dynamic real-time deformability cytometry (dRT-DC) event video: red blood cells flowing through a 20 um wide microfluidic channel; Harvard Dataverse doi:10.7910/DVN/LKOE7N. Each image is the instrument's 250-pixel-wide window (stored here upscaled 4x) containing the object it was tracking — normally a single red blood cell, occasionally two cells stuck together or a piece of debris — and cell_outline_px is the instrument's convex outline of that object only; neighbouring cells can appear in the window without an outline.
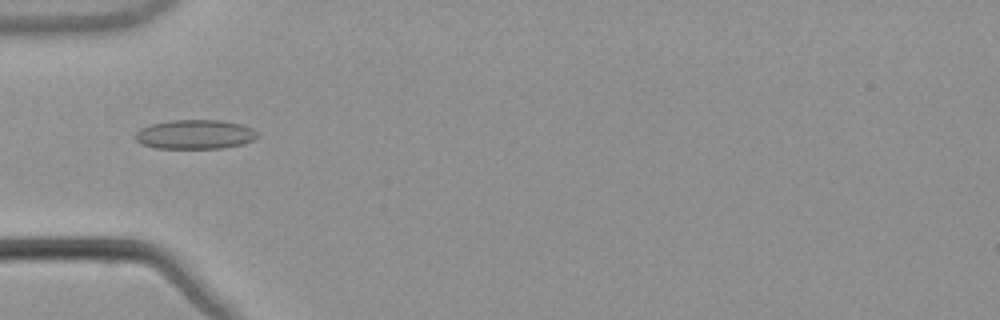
{"species": "common noctule bat (a hibernating species)", "species_latin": "Nyctalus noctula", "temperature_condition": "warm", "stored_images_in_passage": 43, "camera_frame_rate_fps": 3000, "um_per_image_px": 0.085, "animal": {"sex": "male", "body_mass_g": 21.5, "forearm_length_mm": 52.0}, "frame": {"image": 1, "passage_image": 7, "time_ms": 2.0, "image_size_px": [1000, 320], "cell_outline_px": [[256, 136], [252, 140], [244, 144], [224, 148], [156, 148], [140, 144], [136, 140], [136, 132], [140, 128], [152, 124], [172, 120], [220, 120], [240, 124], [252, 128], [256, 132]], "centroid_in_image_um": [16.56, 11.43], "position_along_channel_um": 68.4, "area_um2": 20.75}}
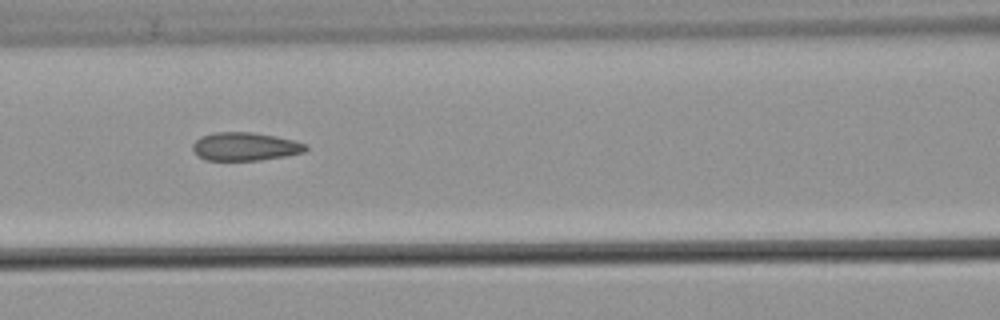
{"frame": {"image": 2, "passage_image": 13, "time_ms": 4.0, "image_size_px": [1000, 320], "cell_outline_px": [[308, 148], [304, 152], [284, 156], [260, 160], [204, 160], [196, 156], [192, 148], [192, 144], [200, 136], [212, 132], [252, 132], [276, 136], [296, 140], [308, 144]], "centroid_in_image_um": [20.82, 12.45], "position_along_channel_um": 145.8, "area_um2": 18.9}}
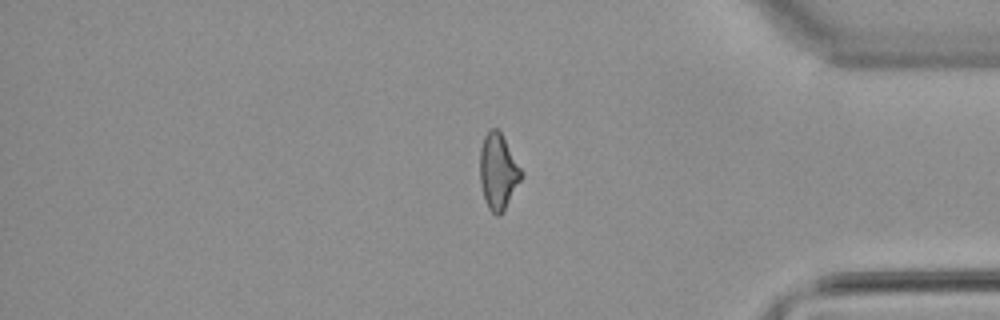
{"frame": {"image": 3, "passage_image": 34, "time_ms": 11.0, "image_size_px": [1000, 320], "cell_outline_px": [[524, 172], [504, 212], [500, 216], [496, 216], [488, 208], [480, 184], [480, 148], [484, 136], [488, 128], [496, 128], [500, 132]], "centroid_in_image_um": [42.34, 14.58], "position_along_channel_um": 392.9, "area_um2": 18.32}, "authors_computed_cell_mechanics": {"area_um2": 18.8428, "velocity_mm_per_s": 3.8735, "shape_relaxation_time_tau1_ms": null, "shape_relaxation_time_tau2_ms": 1.5896, "deformation_change_tau1": null, "deformation_change_tau2": 0.0836}}